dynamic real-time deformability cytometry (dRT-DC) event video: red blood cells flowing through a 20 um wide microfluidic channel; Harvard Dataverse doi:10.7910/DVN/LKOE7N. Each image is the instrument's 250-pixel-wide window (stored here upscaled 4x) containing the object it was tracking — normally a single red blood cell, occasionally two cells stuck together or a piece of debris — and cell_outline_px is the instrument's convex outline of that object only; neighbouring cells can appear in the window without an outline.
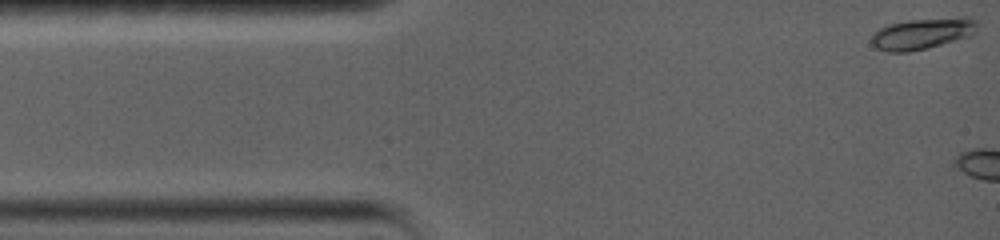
{"species": "common noctule bat (a hibernating species)", "species_latin": "Nyctalus noctula", "temperature_condition": "warm", "stored_images_in_passage": 4, "camera_frame_rate_fps": 5000, "um_per_image_px": 0.085, "animal": {"sex": "female", "body_mass_g": 19.0, "forearm_length_mm": 56.7}, "frame": {"image": 1, "passage_image": 1, "time_ms": 0.0, "image_size_px": [1000, 240], "cell_outline_px": [[976, 32], [972, 36], [928, 48], [908, 52], [888, 52], [876, 48], [872, 44], [872, 32], [888, 24], [908, 20], [960, 16], [968, 16], [976, 20]], "centroid_in_image_um": [78.42, 2.84], "position_along_channel_um": 6.6, "area_um2": 19.59}}